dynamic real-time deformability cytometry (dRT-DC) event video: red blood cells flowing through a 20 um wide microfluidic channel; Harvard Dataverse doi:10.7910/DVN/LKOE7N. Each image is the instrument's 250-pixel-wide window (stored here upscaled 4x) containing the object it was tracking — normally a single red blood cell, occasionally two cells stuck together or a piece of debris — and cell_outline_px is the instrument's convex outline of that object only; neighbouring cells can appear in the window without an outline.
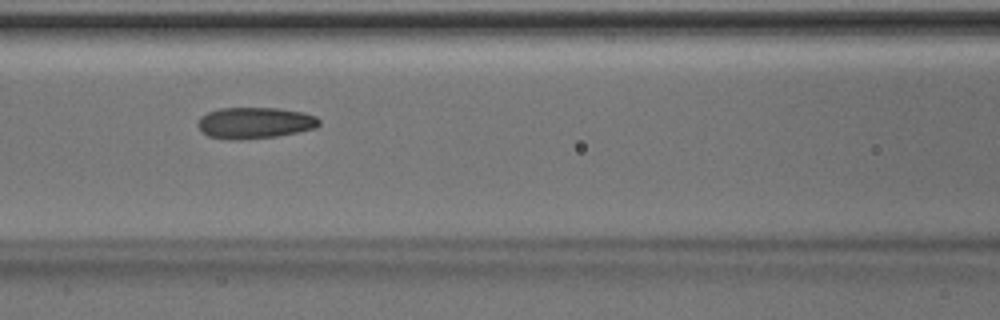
{"species": "Egyptian fruit bat (a non-hibernating species)", "species_latin": "Rousettus aegyptiacus", "temperature_condition": "room temperature", "stored_images_in_passage": 33, "camera_frame_rate_fps": 3000, "um_per_image_px": 0.085, "animal": {"sex": "male"}, "frame": {"image": 1, "passage_image": 6, "time_ms": 1.667, "image_size_px": [1000, 320], "cell_outline_px": [[320, 124], [316, 128], [276, 136], [240, 140], [228, 140], [208, 136], [200, 132], [196, 124], [196, 120], [200, 116], [208, 112], [220, 108], [276, 108], [304, 112], [316, 116], [320, 120]], "centroid_in_image_um": [21.6, 10.45], "position_along_channel_um": 145.0, "area_um2": 22.43}}
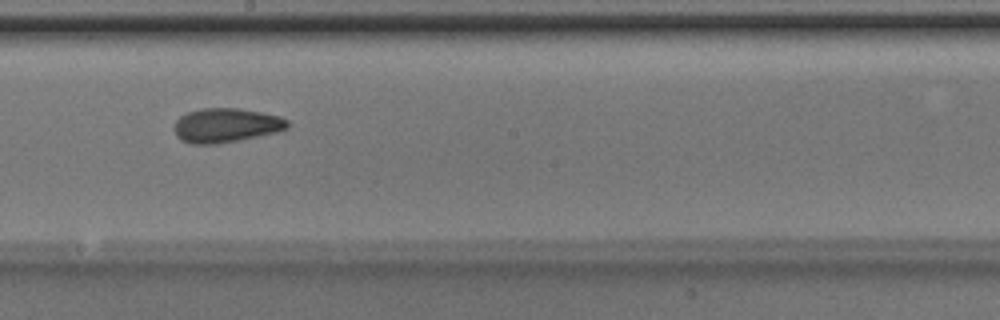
{"frame": {"image": 2, "passage_image": 12, "time_ms": 3.667, "image_size_px": [1000, 320], "cell_outline_px": [[288, 128], [276, 132], [240, 140], [216, 144], [192, 144], [180, 140], [176, 136], [172, 128], [176, 120], [180, 116], [188, 112], [200, 108], [236, 108], [260, 112], [280, 116], [288, 120]], "centroid_in_image_um": [19.17, 10.66], "position_along_channel_um": 229.0, "area_um2": 22.77}}
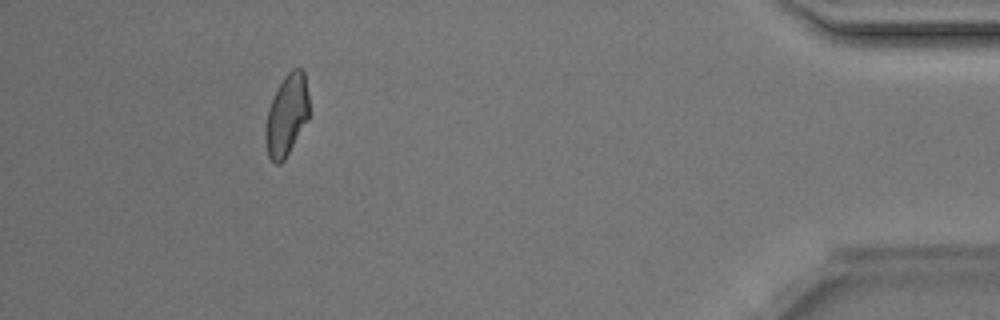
{"frame": {"image": 3, "passage_image": 29, "time_ms": 9.333, "image_size_px": [1000, 320], "cell_outline_px": [[308, 120], [284, 160], [280, 164], [276, 164], [268, 156], [264, 140], [264, 128], [268, 108], [284, 76], [292, 68], [300, 68], [304, 72], [308, 96]], "centroid_in_image_um": [24.35, 9.81], "position_along_channel_um": 410.9, "area_um2": 20.63}}